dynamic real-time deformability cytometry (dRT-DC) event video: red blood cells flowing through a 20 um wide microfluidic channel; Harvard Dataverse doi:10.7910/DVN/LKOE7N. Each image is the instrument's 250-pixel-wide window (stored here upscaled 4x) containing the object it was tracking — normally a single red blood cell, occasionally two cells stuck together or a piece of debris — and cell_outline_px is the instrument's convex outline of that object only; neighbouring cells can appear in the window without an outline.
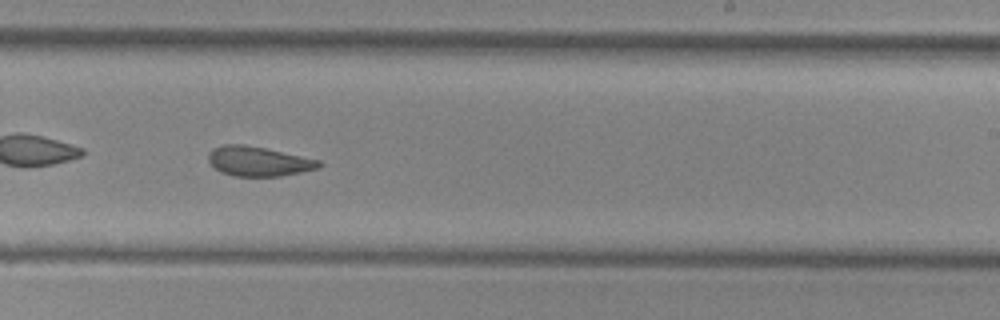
{"species": "common noctule bat (a hibernating species)", "species_latin": "Nyctalus noctula", "temperature_condition": "cold", "stored_images_in_passage": 38, "camera_frame_rate_fps": 3000, "um_per_image_px": 0.085, "animal": {"sex": "female", "body_mass_g": 29.2, "forearm_length_mm": 56.3}, "frame": {"image": 1, "passage_image": 17, "time_ms": 5.333, "image_size_px": [1000, 320], "cell_outline_px": [[324, 164], [320, 168], [280, 176], [236, 176], [220, 172], [208, 160], [208, 152], [212, 148], [224, 144], [244, 144], [264, 148], [320, 160]], "centroid_in_image_um": [21.97, 13.71], "position_along_channel_um": 267.0, "area_um2": 19.07}, "authors_computed_cell_mechanics": {"area_um2": 19.8543, "velocity_mm_per_s": 3.7294, "shape_relaxation_time_tau1_ms": 11.3533, "shape_relaxation_time_tau2_ms": 2.3577, "deformation_change_tau1": 0.2119, "deformation_change_tau2": 0.0934}}